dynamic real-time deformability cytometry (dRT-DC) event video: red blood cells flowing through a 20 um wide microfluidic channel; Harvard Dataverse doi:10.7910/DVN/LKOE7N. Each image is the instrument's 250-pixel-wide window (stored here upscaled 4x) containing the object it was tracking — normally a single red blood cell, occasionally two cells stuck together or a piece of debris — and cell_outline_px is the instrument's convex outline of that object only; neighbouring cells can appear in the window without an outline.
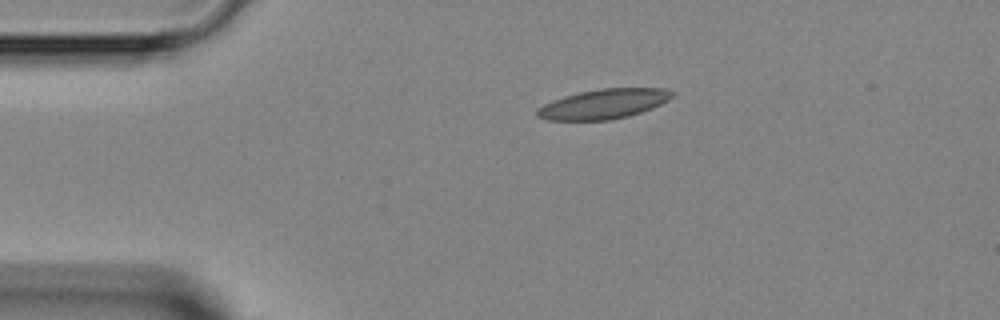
{"species": "Egyptian fruit bat (a non-hibernating species)", "species_latin": "Rousettus aegyptiacus", "temperature_condition": "room temperature", "stored_images_in_passage": 3, "camera_frame_rate_fps": 3000, "um_per_image_px": 0.085, "animal": {"sex": "female"}, "frame": {"image": 1, "passage_image": 3, "time_ms": 2.333, "image_size_px": [1000, 320], "cell_outline_px": [[676, 92], [668, 100], [652, 108], [628, 116], [608, 120], [548, 120], [536, 116], [536, 108], [552, 100], [564, 96], [580, 92], [600, 88], [664, 88]], "centroid_in_image_um": [51.29, 8.83], "position_along_channel_um": 33.7, "area_um2": 23.41}}